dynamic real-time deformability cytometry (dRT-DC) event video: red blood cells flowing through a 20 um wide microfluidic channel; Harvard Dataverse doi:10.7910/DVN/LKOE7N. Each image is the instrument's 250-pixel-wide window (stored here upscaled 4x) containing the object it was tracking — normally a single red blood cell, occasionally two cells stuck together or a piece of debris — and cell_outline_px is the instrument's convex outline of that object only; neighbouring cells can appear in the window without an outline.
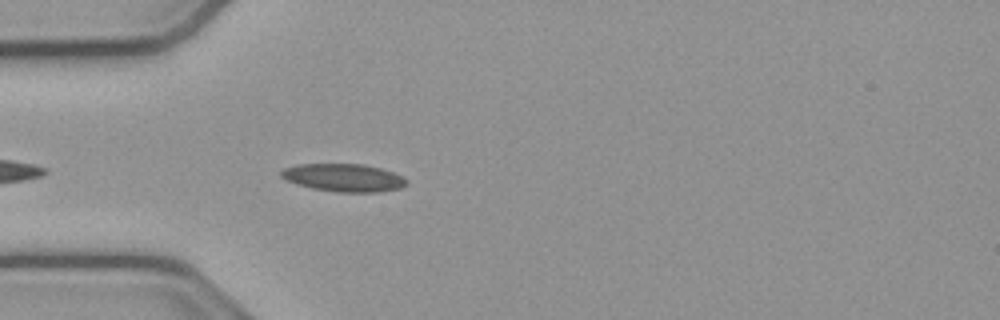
{"species": "common noctule bat (a hibernating species)", "species_latin": "Nyctalus noctula", "temperature_condition": "cold", "stored_images_in_passage": 11, "camera_frame_rate_fps": 3000, "um_per_image_px": 0.085, "animal": {"sex": "male", "body_mass_g": 23.1, "forearm_length_mm": 52.7}, "frame": {"image": 1, "passage_image": 4, "time_ms": 1.0, "image_size_px": [1000, 320], "cell_outline_px": [[408, 184], [400, 188], [380, 192], [336, 192], [312, 188], [296, 184], [284, 180], [280, 176], [280, 172], [284, 168], [296, 164], [364, 164], [380, 168], [392, 172], [408, 180]], "centroid_in_image_um": [29.18, 15.1], "position_along_channel_um": 55.8, "area_um2": 20.46}}
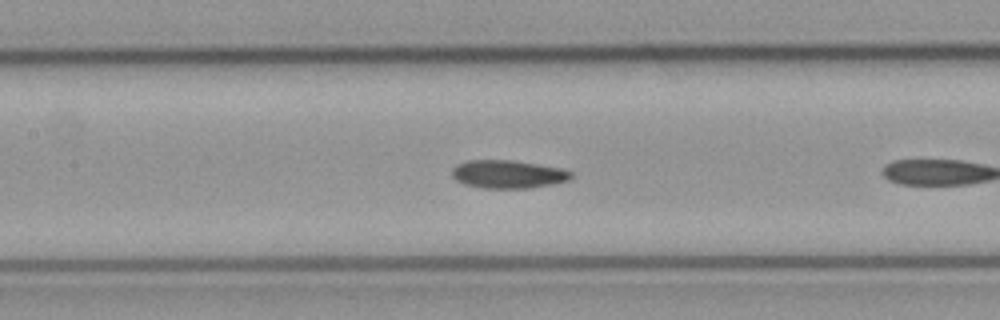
{"frame": {"image": 2, "passage_image": 10, "time_ms": 3.0, "image_size_px": [1000, 320], "cell_outline_px": [[572, 176], [568, 180], [552, 184], [528, 188], [484, 188], [464, 184], [456, 180], [452, 176], [452, 168], [456, 164], [468, 160], [508, 160], [536, 164], [560, 168], [572, 172]], "centroid_in_image_um": [43.14, 14.81], "position_along_channel_um": 164.3, "area_um2": 19.36}}